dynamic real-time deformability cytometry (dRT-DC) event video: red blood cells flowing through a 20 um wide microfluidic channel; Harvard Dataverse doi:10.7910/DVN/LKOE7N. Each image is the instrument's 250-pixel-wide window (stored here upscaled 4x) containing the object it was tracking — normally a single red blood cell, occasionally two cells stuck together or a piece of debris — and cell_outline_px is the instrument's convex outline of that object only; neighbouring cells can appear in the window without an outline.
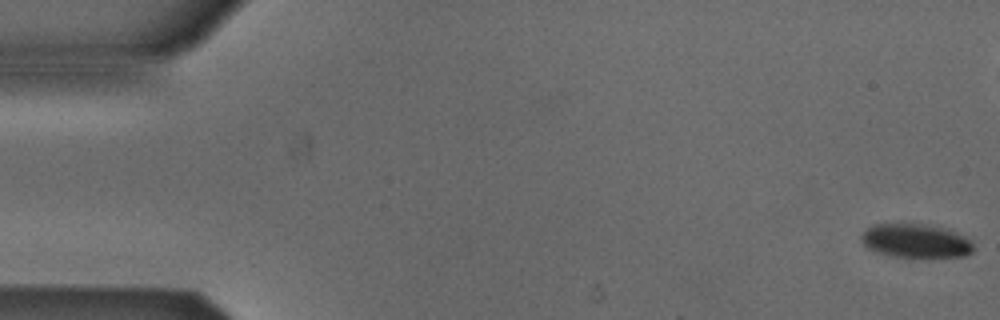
{"species": "Egyptian fruit bat (a non-hibernating species)", "species_latin": "Rousettus aegyptiacus", "temperature_condition": "cold", "stored_images_in_passage": 54, "camera_frame_rate_fps": 3000, "um_per_image_px": 0.085, "animal": {"sex": "male"}, "frame": {"image": 1, "passage_image": 1, "time_ms": 0.0, "image_size_px": [1000, 320], "cell_outline_px": [[972, 252], [964, 256], [892, 256], [868, 248], [860, 240], [860, 236], [872, 224], [928, 224], [944, 228], [956, 232], [972, 240]], "centroid_in_image_um": [77.84, 20.45], "position_along_channel_um": 7.2, "area_um2": 21.73}}
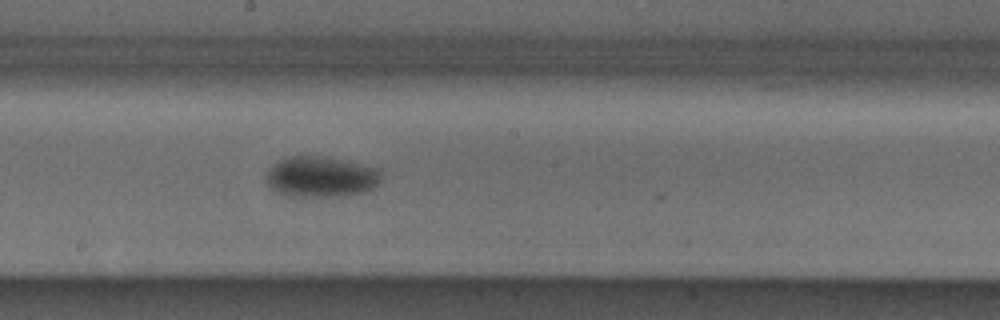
{"frame": {"image": 2, "passage_image": 29, "time_ms": 9.333, "image_size_px": [1000, 320], "cell_outline_px": [[380, 184], [364, 192], [348, 196], [284, 196], [272, 188], [264, 180], [268, 172], [280, 160], [288, 156], [320, 156], [380, 168]], "centroid_in_image_um": [27.3, 15.05], "position_along_channel_um": 220.9, "area_um2": 27.17}}
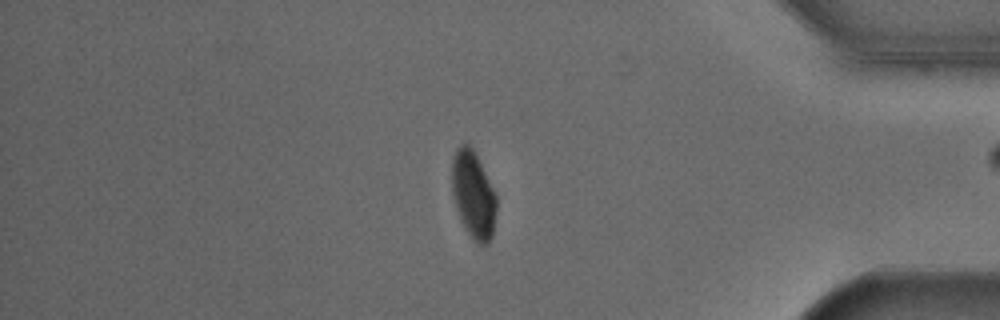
{"frame": {"image": 3, "passage_image": 45, "time_ms": 14.667, "image_size_px": [1000, 320], "cell_outline_px": [[496, 212], [492, 236], [488, 244], [476, 244], [472, 240], [464, 228], [460, 220], [456, 208], [452, 192], [452, 160], [456, 148], [460, 144], [468, 144], [472, 148], [496, 192]], "centroid_in_image_um": [40.23, 16.59], "position_along_channel_um": 395.0, "area_um2": 22.83}}